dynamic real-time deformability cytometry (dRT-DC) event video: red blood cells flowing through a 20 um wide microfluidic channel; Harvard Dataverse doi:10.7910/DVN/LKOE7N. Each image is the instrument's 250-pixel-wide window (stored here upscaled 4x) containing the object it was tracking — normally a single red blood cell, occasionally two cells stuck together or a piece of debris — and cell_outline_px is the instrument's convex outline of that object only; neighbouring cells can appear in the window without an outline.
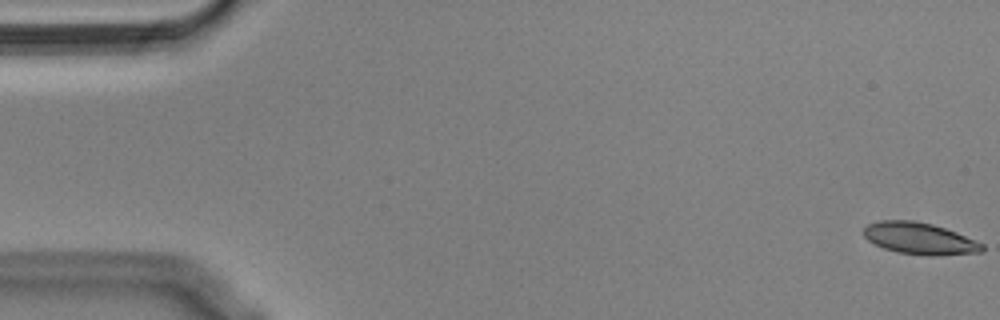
{"species": "Egyptian fruit bat (a non-hibernating species)", "species_latin": "Rousettus aegyptiacus", "temperature_condition": "cold", "stored_images_in_passage": 56, "camera_frame_rate_fps": 3000, "um_per_image_px": 0.085, "animal": {"sex": "male"}, "frame": {"image": 1, "passage_image": 1, "time_ms": 0.0, "image_size_px": [1000, 320], "cell_outline_px": [[984, 252], [940, 256], [928, 256], [900, 252], [884, 248], [868, 240], [864, 236], [864, 228], [868, 224], [880, 220], [912, 220], [932, 224], [956, 232], [984, 244]], "centroid_in_image_um": [78.2, 20.28], "position_along_channel_um": 6.8, "area_um2": 21.91}}
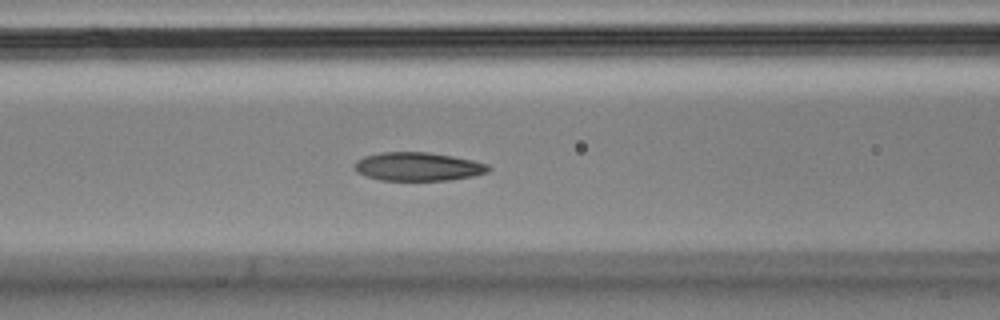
{"frame": {"image": 2, "passage_image": 23, "time_ms": 7.333, "image_size_px": [1000, 320], "cell_outline_px": [[492, 168], [488, 172], [472, 176], [448, 180], [380, 180], [356, 172], [352, 168], [352, 164], [356, 160], [364, 156], [380, 152], [428, 152], [452, 156], [472, 160], [488, 164]], "centroid_in_image_um": [35.49, 14.15], "position_along_channel_um": 131.1, "area_um2": 22.37}}
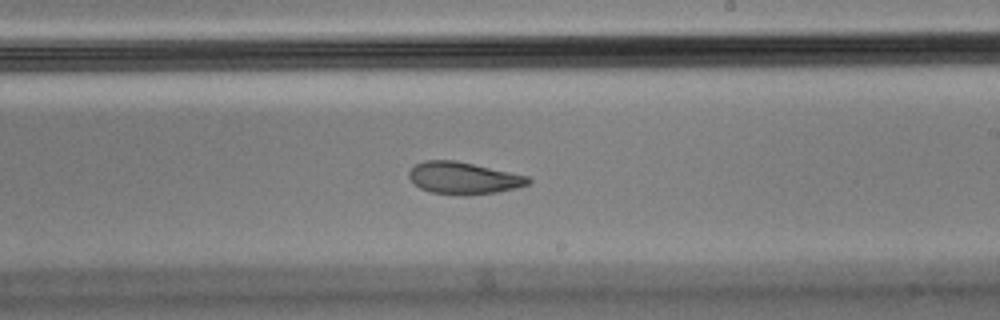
{"frame": {"image": 3, "passage_image": 33, "time_ms": 10.667, "image_size_px": [1000, 320], "cell_outline_px": [[532, 180], [528, 184], [516, 188], [496, 192], [468, 196], [460, 196], [432, 192], [420, 188], [408, 176], [408, 172], [416, 164], [424, 160], [456, 160], [528, 176]], "centroid_in_image_um": [39.4, 15.14], "position_along_channel_um": 249.6, "area_um2": 22.31}, "authors_computed_cell_mechanics": {"area_um2": 22.831, "velocity_mm_per_s": 3.5553, "shape_relaxation_time_tau1_ms": 8.287, "shape_relaxation_time_tau2_ms": 3.157, "deformation_change_tau1": 0.1981, "deformation_change_tau2": 0.0974}}